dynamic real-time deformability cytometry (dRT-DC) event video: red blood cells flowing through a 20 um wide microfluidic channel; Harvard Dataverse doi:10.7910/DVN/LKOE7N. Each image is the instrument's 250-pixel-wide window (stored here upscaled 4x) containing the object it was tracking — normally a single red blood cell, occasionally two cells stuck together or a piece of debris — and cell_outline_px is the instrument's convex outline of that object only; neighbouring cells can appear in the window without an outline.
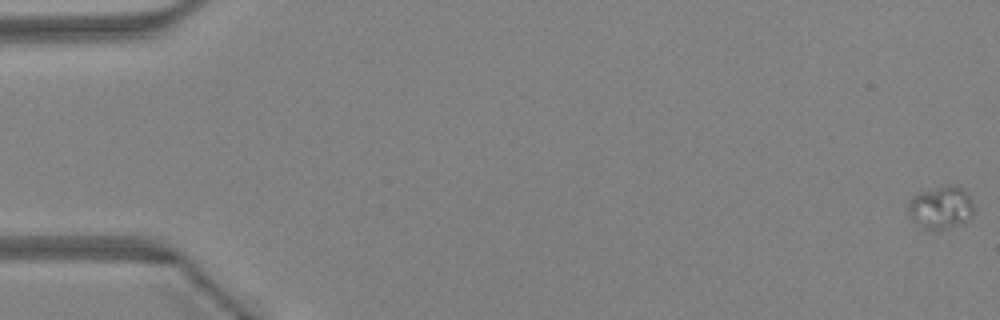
{"species": "Egyptian fruit bat (a non-hibernating species)", "species_latin": "Rousettus aegyptiacus", "temperature_condition": "warm", "stored_images_in_passage": 13, "camera_frame_rate_fps": 3000, "um_per_image_px": 0.085, "animal": {"sex": "female"}, "frame": {"image": 1, "passage_image": 1, "time_ms": 0.0, "image_size_px": [1000, 320], "cell_outline_px": [[972, 216], [968, 220], [944, 228], [924, 228], [912, 220], [908, 212], [908, 204], [912, 196], [916, 192], [948, 184], [960, 188], [968, 196], [972, 204]], "centroid_in_image_um": [79.91, 17.6], "position_along_channel_um": 5.1, "area_um2": 15.9}}
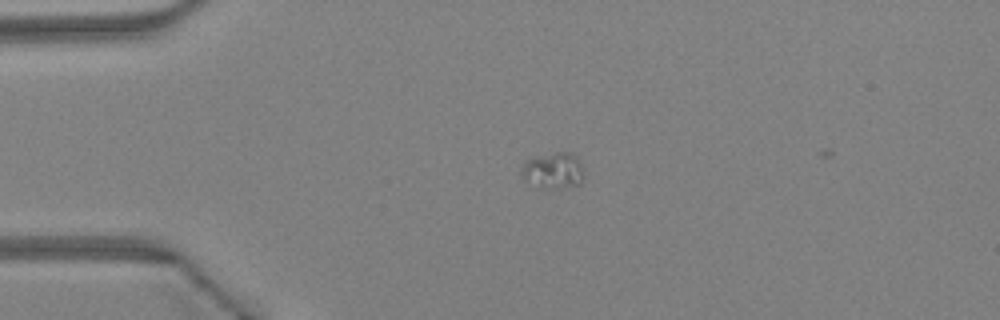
{"frame": {"image": 2, "passage_image": 12, "time_ms": 3.667, "image_size_px": [1000, 320], "cell_outline_px": [[584, 176], [580, 184], [560, 188], [544, 188], [524, 180], [520, 176], [520, 172], [524, 160], [532, 156], [556, 152], [572, 152], [576, 156], [584, 172]], "centroid_in_image_um": [46.99, 14.47], "position_along_channel_um": 38.0, "area_um2": 13.41}}